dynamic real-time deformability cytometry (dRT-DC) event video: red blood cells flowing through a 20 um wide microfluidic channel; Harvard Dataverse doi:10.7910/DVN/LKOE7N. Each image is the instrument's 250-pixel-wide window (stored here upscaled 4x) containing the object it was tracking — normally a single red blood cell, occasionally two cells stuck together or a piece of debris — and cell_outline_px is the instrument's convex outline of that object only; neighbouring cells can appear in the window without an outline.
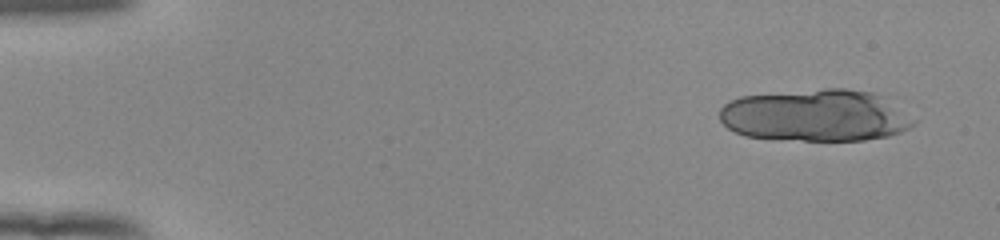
{"species": "human", "species_latin": "Homo sapiens", "temperature_condition": "room temperature", "stored_images_in_passage": 15, "camera_frame_rate_fps": 3000, "um_per_image_px": 0.085, "donor": {"sex": "female"}, "frame": {"image": 1, "passage_image": 1, "time_ms": 0.0, "image_size_px": [1000, 240], "cell_outline_px": [[916, 120], [908, 128], [900, 132], [888, 136], [864, 140], [772, 140], [744, 136], [728, 128], [720, 120], [720, 108], [728, 100], [740, 96], [824, 88], [844, 88], [872, 92]], "centroid_in_image_um": [69.22, 9.82], "position_along_channel_um": 15.8, "area_um2": 58.67}}